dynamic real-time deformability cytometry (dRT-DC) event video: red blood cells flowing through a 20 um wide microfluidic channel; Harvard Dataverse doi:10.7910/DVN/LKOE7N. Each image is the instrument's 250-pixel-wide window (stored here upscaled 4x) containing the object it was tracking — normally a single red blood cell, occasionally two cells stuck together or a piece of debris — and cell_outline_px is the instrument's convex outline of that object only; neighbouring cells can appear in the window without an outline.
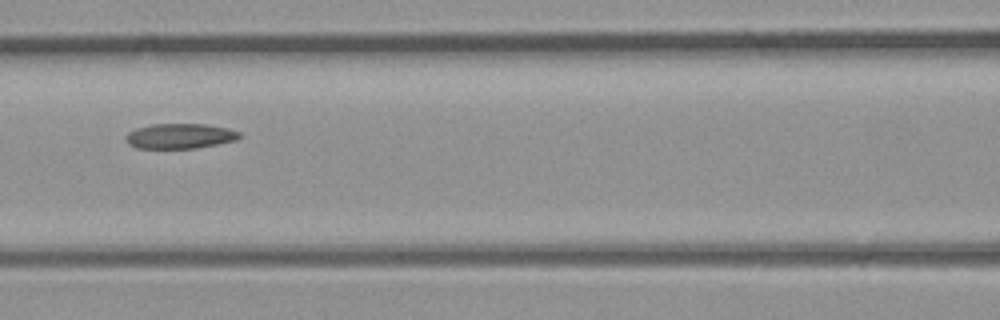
{"species": "common noctule bat (a hibernating species)", "species_latin": "Nyctalus noctula", "temperature_condition": "room temperature", "stored_images_in_passage": 3, "camera_frame_rate_fps": 3000, "um_per_image_px": 0.085, "animal": {"sex": "male", "body_mass_g": 23.1, "forearm_length_mm": 52.7}, "frame": {"image": 1, "passage_image": 3, "time_ms": 0.667, "image_size_px": [1000, 320], "cell_outline_px": [[240, 136], [236, 140], [196, 148], [136, 148], [128, 144], [124, 140], [124, 136], [128, 132], [136, 128], [152, 124], [204, 124], [228, 128], [240, 132]], "centroid_in_image_um": [15.24, 11.56], "position_along_channel_um": 151.4, "area_um2": 16.65}}